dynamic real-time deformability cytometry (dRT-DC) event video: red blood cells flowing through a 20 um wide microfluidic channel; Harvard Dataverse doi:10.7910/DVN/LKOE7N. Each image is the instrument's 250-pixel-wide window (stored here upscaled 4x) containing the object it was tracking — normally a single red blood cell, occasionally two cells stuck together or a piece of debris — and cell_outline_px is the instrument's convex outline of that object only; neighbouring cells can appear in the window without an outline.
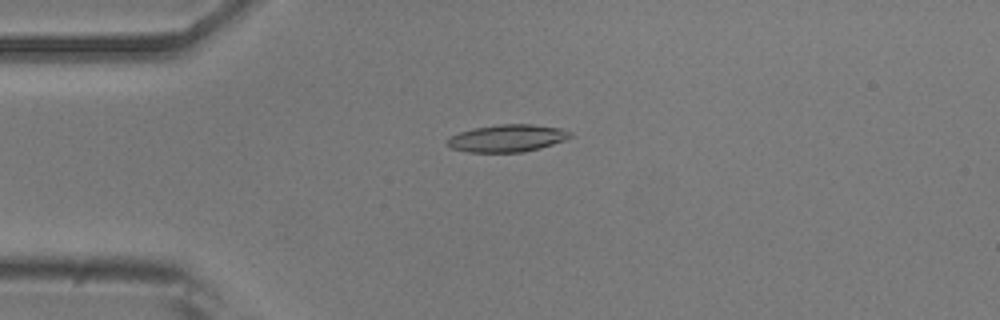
{"species": "common noctule bat (a hibernating species)", "species_latin": "Nyctalus noctula", "temperature_condition": "room temperature", "stored_images_in_passage": 54, "camera_frame_rate_fps": 3000, "um_per_image_px": 0.085, "animal": {"sex": "male", "body_mass_g": 20.5, "forearm_length_mm": 52.5}, "frame": {"image": 1, "passage_image": 13, "time_ms": 4.0, "image_size_px": [1000, 320], "cell_outline_px": [[572, 136], [564, 140], [540, 148], [524, 152], [468, 152], [452, 148], [444, 144], [448, 136], [472, 128], [496, 124], [532, 124], [560, 128], [572, 132]], "centroid_in_image_um": [43.07, 11.74], "position_along_channel_um": 41.9, "area_um2": 19.77}}
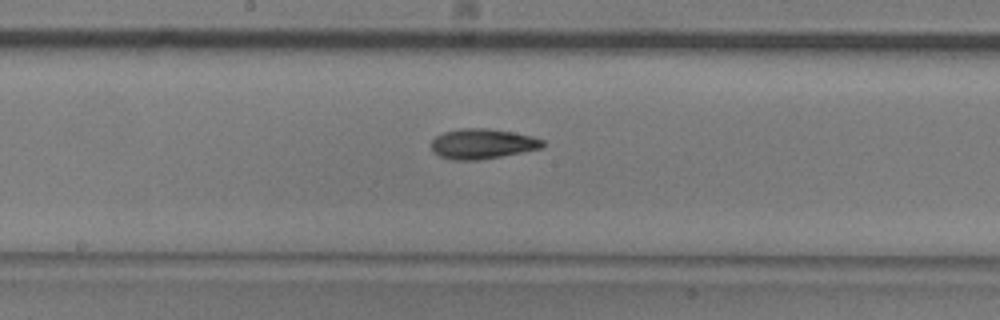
{"frame": {"image": 2, "passage_image": 28, "time_ms": 9.0, "image_size_px": [1000, 320], "cell_outline_px": [[544, 148], [480, 160], [452, 160], [440, 156], [432, 152], [432, 140], [436, 136], [444, 132], [460, 128], [488, 128], [512, 132], [532, 136], [544, 140]], "centroid_in_image_um": [41.01, 12.22], "position_along_channel_um": 207.2, "area_um2": 19.65}}
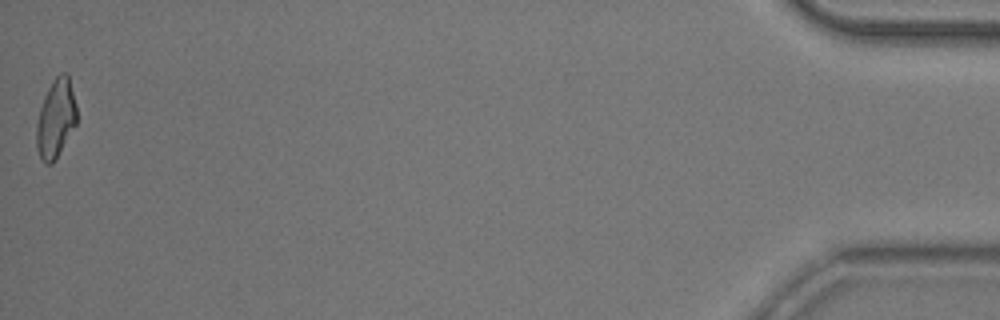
{"frame": {"image": 3, "passage_image": 54, "time_ms": 17.667, "image_size_px": [1000, 320], "cell_outline_px": [[76, 124], [52, 164], [44, 164], [40, 160], [36, 148], [36, 124], [40, 108], [44, 96], [48, 88], [56, 76], [60, 72], [64, 72], [68, 76], [76, 104]], "centroid_in_image_um": [4.71, 10.1], "position_along_channel_um": 430.5, "area_um2": 18.32}, "authors_computed_cell_mechanics": {"area_um2": 18.8428, "velocity_mm_per_s": 3.7158, "shape_relaxation_time_tau1_ms": 5.0607, "shape_relaxation_time_tau2_ms": 3.4195, "deformation_change_tau1": 0.1695, "deformation_change_tau2": 0.1039}}